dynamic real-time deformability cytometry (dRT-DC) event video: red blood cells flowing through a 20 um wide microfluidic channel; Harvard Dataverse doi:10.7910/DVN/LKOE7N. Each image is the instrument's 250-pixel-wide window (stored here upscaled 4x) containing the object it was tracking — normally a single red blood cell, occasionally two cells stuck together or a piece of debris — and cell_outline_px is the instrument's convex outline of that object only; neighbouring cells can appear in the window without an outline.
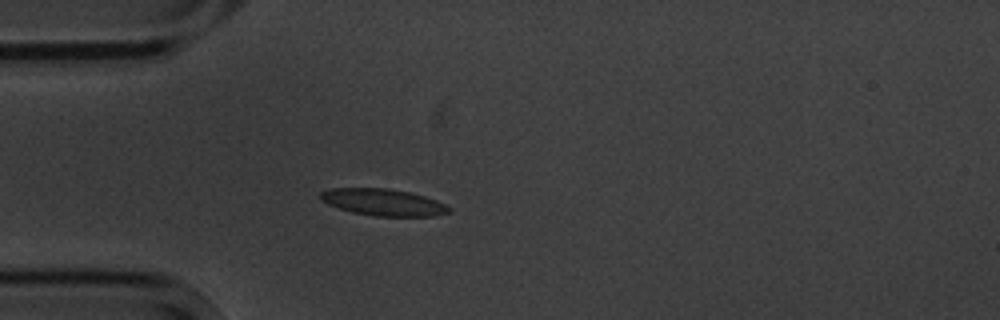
{"species": "common noctule bat (a hibernating species)", "species_latin": "Nyctalus noctula", "temperature_condition": "cold", "stored_images_in_passage": 3, "camera_frame_rate_fps": 3000, "um_per_image_px": 0.085, "animal": {"sex": "male", "body_mass_g": 20.1, "forearm_length_mm": 53.5}, "frame": {"image": 1, "passage_image": 3, "time_ms": 3.0, "image_size_px": [1000, 320], "cell_outline_px": [[452, 208], [448, 212], [432, 216], [376, 216], [352, 212], [328, 204], [320, 200], [320, 192], [332, 188], [388, 188], [412, 192], [436, 200]], "centroid_in_image_um": [32.56, 17.18], "position_along_channel_um": 52.4, "area_um2": 20.0}}